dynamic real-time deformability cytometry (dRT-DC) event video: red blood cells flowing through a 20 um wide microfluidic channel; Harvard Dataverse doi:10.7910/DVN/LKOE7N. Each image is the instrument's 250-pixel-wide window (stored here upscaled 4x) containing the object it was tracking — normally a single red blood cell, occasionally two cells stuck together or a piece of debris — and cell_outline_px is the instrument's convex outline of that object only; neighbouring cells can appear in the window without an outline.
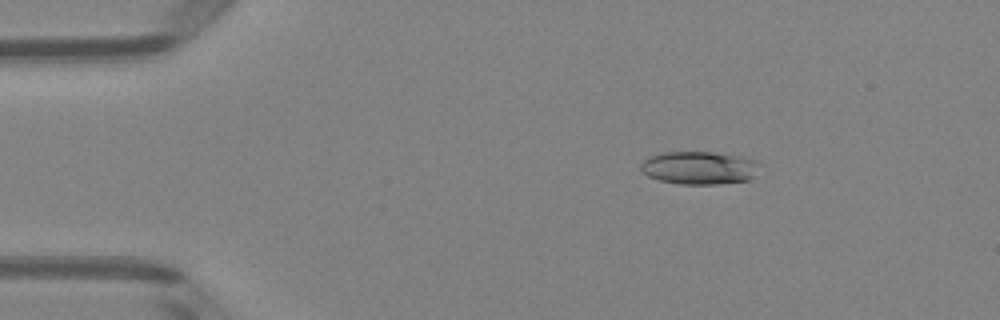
{"species": "Egyptian fruit bat (a non-hibernating species)", "species_latin": "Rousettus aegyptiacus", "temperature_condition": "room temperature", "stored_images_in_passage": 4, "camera_frame_rate_fps": 3000, "um_per_image_px": 0.085, "animal": {"sex": "female"}, "frame": {"image": 1, "passage_image": 3, "time_ms": 0.667, "image_size_px": [1000, 320], "cell_outline_px": [[760, 164], [752, 176], [748, 180], [716, 184], [680, 184], [660, 180], [648, 176], [640, 172], [640, 164], [648, 156], [664, 152], [712, 152], [740, 156], [756, 160]], "centroid_in_image_um": [59.38, 14.26], "position_along_channel_um": 25.6, "area_um2": 22.83}}